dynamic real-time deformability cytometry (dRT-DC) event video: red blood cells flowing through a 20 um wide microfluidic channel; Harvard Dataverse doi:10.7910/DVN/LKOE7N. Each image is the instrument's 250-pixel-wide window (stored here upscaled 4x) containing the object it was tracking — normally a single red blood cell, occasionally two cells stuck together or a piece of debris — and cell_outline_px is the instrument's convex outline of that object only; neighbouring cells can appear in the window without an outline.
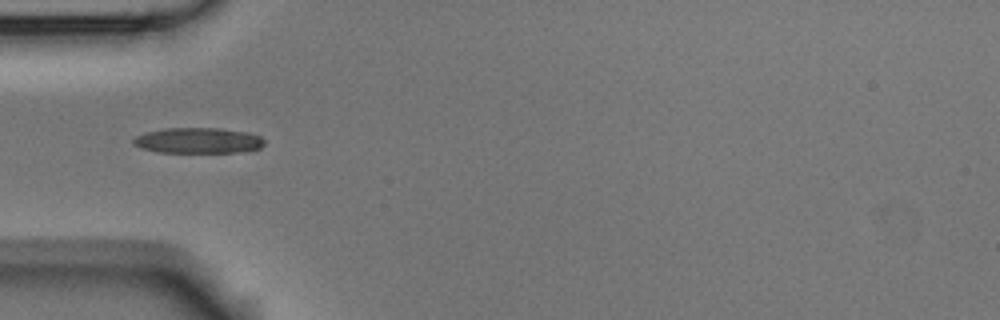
{"species": "Egyptian fruit bat (a non-hibernating species)", "species_latin": "Rousettus aegyptiacus", "temperature_condition": "room temperature", "stored_images_in_passage": 12, "camera_frame_rate_fps": 3000, "um_per_image_px": 0.085, "animal": {"sex": "male"}, "frame": {"image": 1, "passage_image": 2, "time_ms": 2.0, "image_size_px": [1000, 320], "cell_outline_px": [[264, 144], [260, 148], [236, 152], [156, 152], [140, 148], [132, 144], [132, 140], [136, 136], [148, 132], [168, 128], [220, 128], [248, 132], [260, 136], [264, 140]], "centroid_in_image_um": [16.83, 11.94], "position_along_channel_um": 68.2, "area_um2": 19.48}}
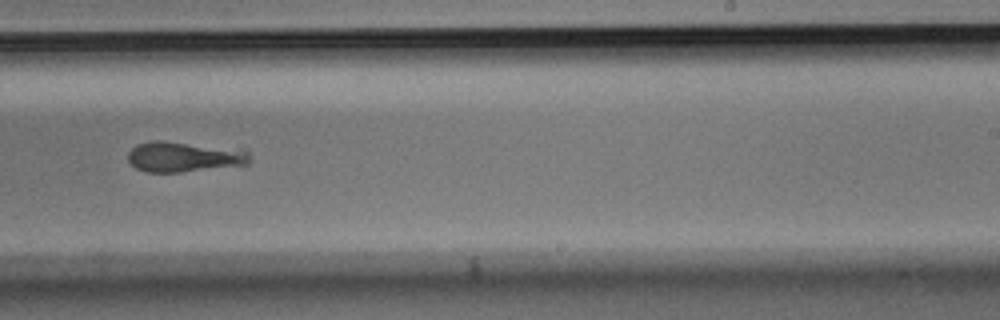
{"frame": {"image": 2, "passage_image": 7, "time_ms": 7.667, "image_size_px": [1000, 320], "cell_outline_px": [[248, 164], [180, 172], [148, 172], [136, 168], [128, 160], [128, 152], [136, 144], [152, 140], [160, 140], [248, 152]], "centroid_in_image_um": [15.49, 13.34], "position_along_channel_um": 273.5, "area_um2": 20.63}}
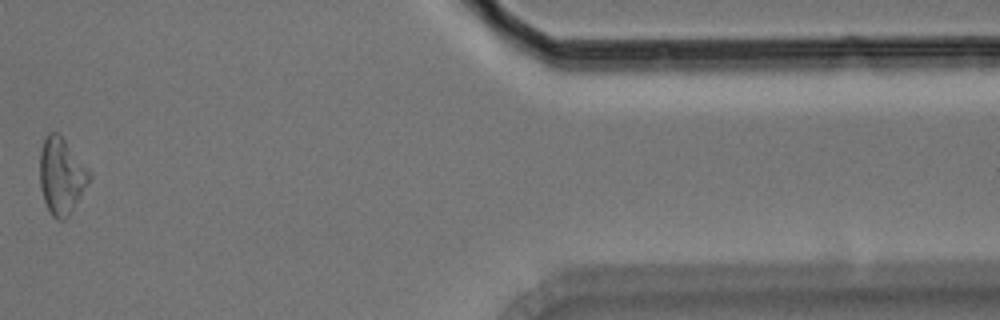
{"frame": {"image": 3, "passage_image": 11, "time_ms": 12.667, "image_size_px": [1000, 320], "cell_outline_px": [[92, 176], [68, 216], [64, 220], [56, 220], [52, 216], [44, 200], [40, 184], [40, 152], [44, 136], [48, 132], [56, 132], [64, 140], [92, 172]], "centroid_in_image_um": [5.21, 14.94], "position_along_channel_um": 406.2, "area_um2": 21.79}}